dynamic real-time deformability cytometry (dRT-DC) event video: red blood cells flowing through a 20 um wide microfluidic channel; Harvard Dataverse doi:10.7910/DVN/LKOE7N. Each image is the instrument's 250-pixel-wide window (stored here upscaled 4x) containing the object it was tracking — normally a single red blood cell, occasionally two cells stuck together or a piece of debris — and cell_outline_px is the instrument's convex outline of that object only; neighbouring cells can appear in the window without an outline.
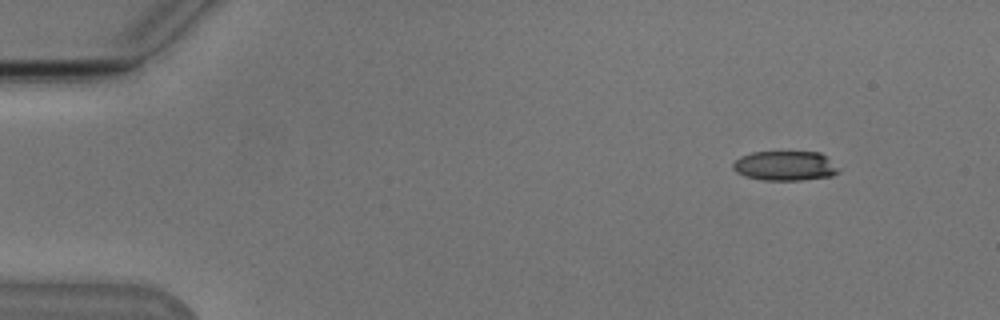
{"species": "Egyptian fruit bat (a non-hibernating species)", "species_latin": "Rousettus aegyptiacus", "temperature_condition": "cold", "stored_images_in_passage": 49, "camera_frame_rate_fps": 3000, "um_per_image_px": 0.085, "animal": {"sex": "male"}, "frame": {"image": 1, "passage_image": 1, "time_ms": 0.0, "image_size_px": [1000, 320], "cell_outline_px": [[840, 172], [832, 176], [800, 180], [764, 180], [744, 176], [736, 172], [732, 168], [732, 164], [740, 156], [752, 152], [820, 152], [840, 168]], "centroid_in_image_um": [66.73, 14.1], "position_along_channel_um": 18.3, "area_um2": 18.32}}
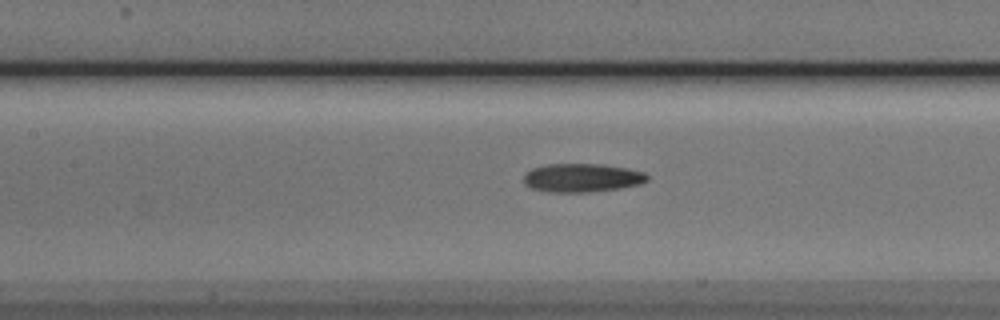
{"frame": {"image": 2, "passage_image": 20, "time_ms": 6.333, "image_size_px": [1000, 320], "cell_outline_px": [[648, 180], [640, 184], [620, 188], [588, 192], [548, 192], [532, 188], [524, 184], [524, 176], [532, 168], [548, 164], [604, 164], [628, 168], [644, 172], [648, 176]], "centroid_in_image_um": [49.49, 15.11], "position_along_channel_um": 157.9, "area_um2": 20.58}}
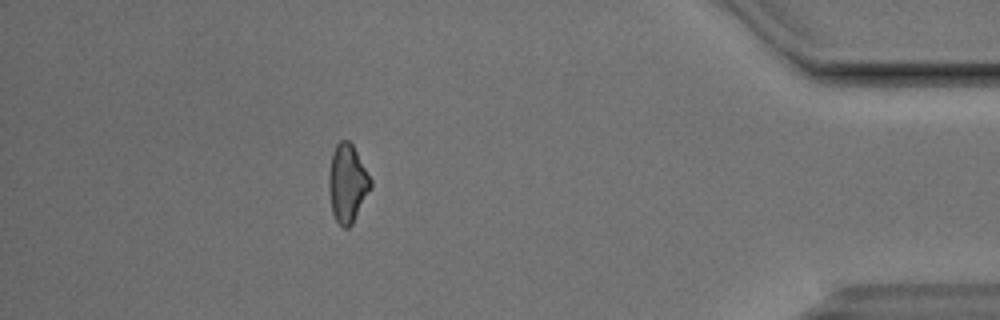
{"frame": {"image": 3, "passage_image": 43, "time_ms": 14.0, "image_size_px": [1000, 320], "cell_outline_px": [[372, 188], [352, 224], [348, 228], [344, 228], [336, 220], [332, 212], [328, 188], [328, 176], [332, 152], [336, 144], [340, 140], [348, 140], [352, 144], [372, 180]], "centroid_in_image_um": [29.53, 15.58], "position_along_channel_um": 405.7, "area_um2": 19.13}, "authors_computed_cell_mechanics": {"area_um2": 19.5942, "velocity_mm_per_s": 3.8361, "shape_relaxation_time_tau1_ms": 11.2548, "shape_relaxation_time_tau2_ms": 5.3286, "deformation_change_tau1": 0.2231, "deformation_change_tau2": 0.1617}}